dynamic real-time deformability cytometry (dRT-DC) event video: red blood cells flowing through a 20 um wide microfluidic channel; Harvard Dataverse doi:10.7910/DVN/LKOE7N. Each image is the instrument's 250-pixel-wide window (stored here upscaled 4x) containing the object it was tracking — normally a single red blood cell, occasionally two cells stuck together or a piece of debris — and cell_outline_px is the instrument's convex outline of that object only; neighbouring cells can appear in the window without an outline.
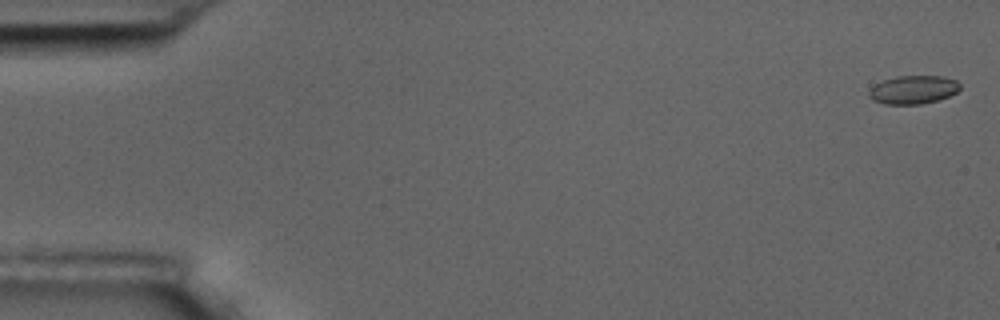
{"species": "common noctule bat (a hibernating species)", "species_latin": "Nyctalus noctula", "temperature_condition": "room temperature", "stored_images_in_passage": 10, "camera_frame_rate_fps": 3000, "um_per_image_px": 0.085, "animal": {"sex": "male", "body_mass_g": 17.5, "forearm_length_mm": 52.3}, "frame": {"image": 1, "passage_image": 1, "time_ms": 0.0, "image_size_px": [1000, 320], "cell_outline_px": [[960, 88], [956, 92], [940, 100], [920, 104], [884, 104], [872, 100], [868, 96], [868, 92], [876, 84], [884, 80], [896, 76], [944, 76], [956, 80], [960, 84]], "centroid_in_image_um": [77.63, 7.63], "position_along_channel_um": 7.4, "area_um2": 15.09}}
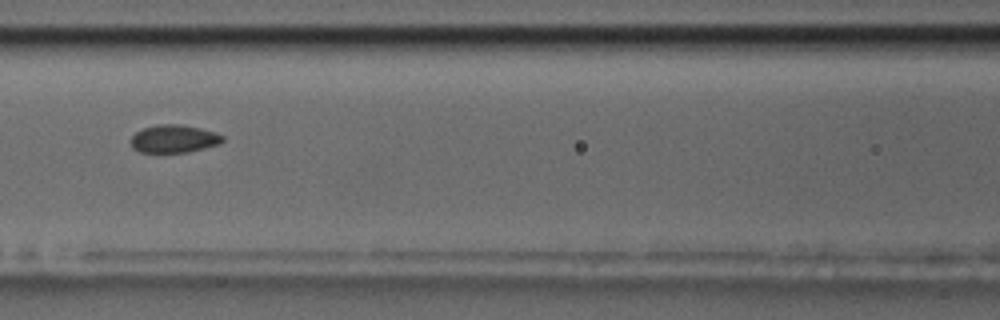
{"frame": {"image": 2, "passage_image": 8, "time_ms": 8.0, "image_size_px": [1000, 320], "cell_outline_px": [[224, 140], [220, 144], [188, 152], [140, 152], [132, 148], [128, 140], [136, 132], [144, 128], [156, 124], [180, 124], [200, 128], [216, 132], [224, 136]], "centroid_in_image_um": [14.77, 11.79], "position_along_channel_um": 151.8, "area_um2": 15.09}}
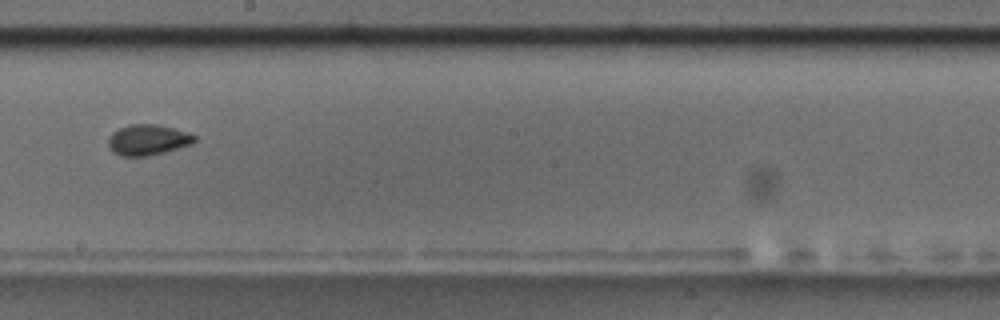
{"frame": {"image": 3, "passage_image": 10, "time_ms": 10.333, "image_size_px": [1000, 320], "cell_outline_px": [[196, 140], [192, 144], [164, 152], [148, 156], [120, 156], [112, 152], [108, 148], [108, 136], [112, 132], [128, 124], [160, 124], [196, 136]], "centroid_in_image_um": [12.51, 11.89], "position_along_channel_um": 235.7, "area_um2": 15.49}}